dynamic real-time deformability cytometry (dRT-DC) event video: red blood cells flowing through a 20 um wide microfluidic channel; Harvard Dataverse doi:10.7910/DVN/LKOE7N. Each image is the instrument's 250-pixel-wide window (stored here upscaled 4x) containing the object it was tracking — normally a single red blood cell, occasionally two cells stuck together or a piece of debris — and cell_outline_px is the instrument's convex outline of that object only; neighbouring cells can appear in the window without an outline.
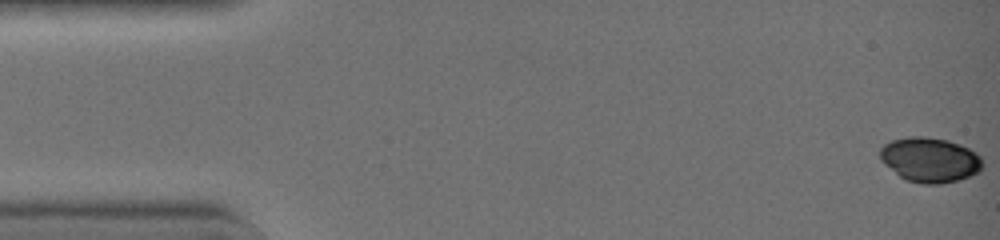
{"species": "common noctule bat (a hibernating species)", "species_latin": "Nyctalus noctula", "temperature_condition": "warm", "stored_images_in_passage": 8, "camera_frame_rate_fps": 3000, "um_per_image_px": 0.085, "animal": {"sex": "female", "body_mass_g": 19.0, "forearm_length_mm": 51.5}, "frame": {"image": 1, "passage_image": 1, "time_ms": 0.0, "image_size_px": [1000, 240], "cell_outline_px": [[984, 164], [980, 172], [956, 180], [940, 184], [924, 184], [908, 180], [900, 176], [884, 164], [880, 160], [880, 148], [884, 144], [892, 140], [912, 136], [924, 136], [948, 140], [968, 148], [976, 152], [980, 156]], "centroid_in_image_um": [79.05, 13.58], "position_along_channel_um": 6.0, "area_um2": 26.7}}
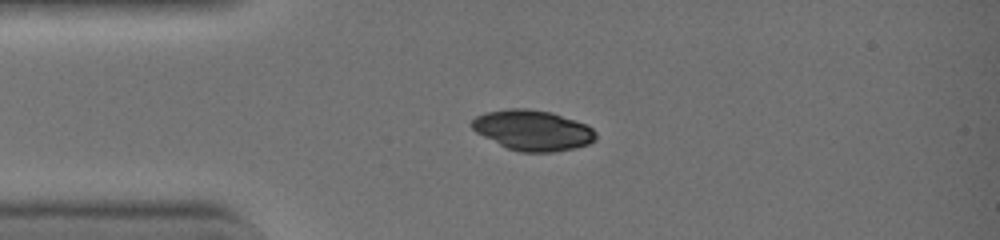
{"frame": {"image": 2, "passage_image": 5, "time_ms": 1.333, "image_size_px": [1000, 240], "cell_outline_px": [[596, 140], [588, 144], [576, 148], [556, 152], [520, 152], [508, 148], [476, 132], [468, 124], [476, 116], [488, 112], [512, 108], [524, 108], [548, 112], [584, 124], [592, 128], [596, 132]], "centroid_in_image_um": [45.27, 11.09], "position_along_channel_um": 39.7, "area_um2": 28.78}}
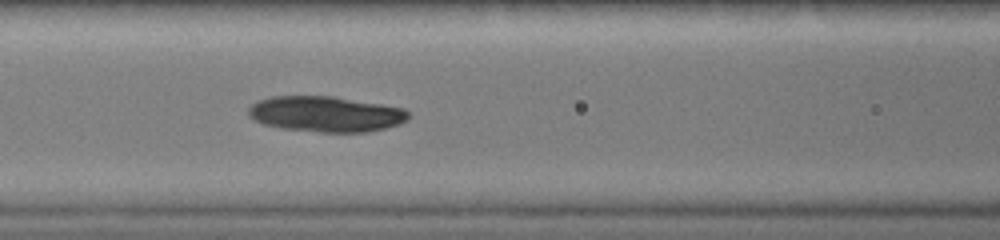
{"frame": {"image": 3, "passage_image": 8, "time_ms": 2.333, "image_size_px": [1000, 240], "cell_outline_px": [[408, 120], [400, 124], [368, 132], [320, 132], [284, 128], [264, 124], [248, 116], [248, 108], [252, 104], [260, 100], [272, 96], [332, 96], [404, 108], [408, 112]], "centroid_in_image_um": [27.7, 9.69], "position_along_channel_um": 138.9, "area_um2": 33.0}}